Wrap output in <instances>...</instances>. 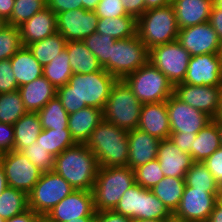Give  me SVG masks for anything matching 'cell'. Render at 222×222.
<instances>
[{
	"instance_id": "ab89813d",
	"label": "cell",
	"mask_w": 222,
	"mask_h": 222,
	"mask_svg": "<svg viewBox=\"0 0 222 222\" xmlns=\"http://www.w3.org/2000/svg\"><path fill=\"white\" fill-rule=\"evenodd\" d=\"M83 42L98 59L100 65L104 67L110 60L111 47L115 44L116 39L112 38L111 36L94 32L86 37Z\"/></svg>"
},
{
	"instance_id": "603a6c76",
	"label": "cell",
	"mask_w": 222,
	"mask_h": 222,
	"mask_svg": "<svg viewBox=\"0 0 222 222\" xmlns=\"http://www.w3.org/2000/svg\"><path fill=\"white\" fill-rule=\"evenodd\" d=\"M179 29L209 21L213 6L212 0H173Z\"/></svg>"
},
{
	"instance_id": "d6a6232c",
	"label": "cell",
	"mask_w": 222,
	"mask_h": 222,
	"mask_svg": "<svg viewBox=\"0 0 222 222\" xmlns=\"http://www.w3.org/2000/svg\"><path fill=\"white\" fill-rule=\"evenodd\" d=\"M69 60L65 48L50 63L43 66V76L57 89L65 86L73 75Z\"/></svg>"
},
{
	"instance_id": "ba28073f",
	"label": "cell",
	"mask_w": 222,
	"mask_h": 222,
	"mask_svg": "<svg viewBox=\"0 0 222 222\" xmlns=\"http://www.w3.org/2000/svg\"><path fill=\"white\" fill-rule=\"evenodd\" d=\"M149 61V50L140 40L138 34L118 39L111 47L110 60L103 67L117 79H124Z\"/></svg>"
},
{
	"instance_id": "f546056e",
	"label": "cell",
	"mask_w": 222,
	"mask_h": 222,
	"mask_svg": "<svg viewBox=\"0 0 222 222\" xmlns=\"http://www.w3.org/2000/svg\"><path fill=\"white\" fill-rule=\"evenodd\" d=\"M96 32L112 38L127 39L137 34V19L132 15L98 18Z\"/></svg>"
},
{
	"instance_id": "ffe728a7",
	"label": "cell",
	"mask_w": 222,
	"mask_h": 222,
	"mask_svg": "<svg viewBox=\"0 0 222 222\" xmlns=\"http://www.w3.org/2000/svg\"><path fill=\"white\" fill-rule=\"evenodd\" d=\"M23 47L57 32V16L47 6L18 26Z\"/></svg>"
},
{
	"instance_id": "7402d4cb",
	"label": "cell",
	"mask_w": 222,
	"mask_h": 222,
	"mask_svg": "<svg viewBox=\"0 0 222 222\" xmlns=\"http://www.w3.org/2000/svg\"><path fill=\"white\" fill-rule=\"evenodd\" d=\"M138 129L160 140L169 139L171 128L167 111V100L143 104Z\"/></svg>"
},
{
	"instance_id": "3957f363",
	"label": "cell",
	"mask_w": 222,
	"mask_h": 222,
	"mask_svg": "<svg viewBox=\"0 0 222 222\" xmlns=\"http://www.w3.org/2000/svg\"><path fill=\"white\" fill-rule=\"evenodd\" d=\"M86 146L96 156L99 167L127 166L128 131L104 119L91 133Z\"/></svg>"
},
{
	"instance_id": "e7e4bbea",
	"label": "cell",
	"mask_w": 222,
	"mask_h": 222,
	"mask_svg": "<svg viewBox=\"0 0 222 222\" xmlns=\"http://www.w3.org/2000/svg\"><path fill=\"white\" fill-rule=\"evenodd\" d=\"M216 123H217V128L219 130V134H220V142H221V146H222V119H213Z\"/></svg>"
},
{
	"instance_id": "c3c4849f",
	"label": "cell",
	"mask_w": 222,
	"mask_h": 222,
	"mask_svg": "<svg viewBox=\"0 0 222 222\" xmlns=\"http://www.w3.org/2000/svg\"><path fill=\"white\" fill-rule=\"evenodd\" d=\"M203 163L207 166L218 185L222 188V146L204 160Z\"/></svg>"
},
{
	"instance_id": "9f6ffc18",
	"label": "cell",
	"mask_w": 222,
	"mask_h": 222,
	"mask_svg": "<svg viewBox=\"0 0 222 222\" xmlns=\"http://www.w3.org/2000/svg\"><path fill=\"white\" fill-rule=\"evenodd\" d=\"M39 216L40 215L29 208L21 214H18L10 219H5V222H36Z\"/></svg>"
},
{
	"instance_id": "1f68e13d",
	"label": "cell",
	"mask_w": 222,
	"mask_h": 222,
	"mask_svg": "<svg viewBox=\"0 0 222 222\" xmlns=\"http://www.w3.org/2000/svg\"><path fill=\"white\" fill-rule=\"evenodd\" d=\"M66 42V39L59 32H56L26 47L30 50L34 58L42 66H45L65 49Z\"/></svg>"
},
{
	"instance_id": "8d00e7d4",
	"label": "cell",
	"mask_w": 222,
	"mask_h": 222,
	"mask_svg": "<svg viewBox=\"0 0 222 222\" xmlns=\"http://www.w3.org/2000/svg\"><path fill=\"white\" fill-rule=\"evenodd\" d=\"M26 113L19 90L0 94V122L14 125Z\"/></svg>"
},
{
	"instance_id": "4316f807",
	"label": "cell",
	"mask_w": 222,
	"mask_h": 222,
	"mask_svg": "<svg viewBox=\"0 0 222 222\" xmlns=\"http://www.w3.org/2000/svg\"><path fill=\"white\" fill-rule=\"evenodd\" d=\"M65 48L67 49L73 73L89 74L103 69L98 59L83 41H67Z\"/></svg>"
},
{
	"instance_id": "836d02e7",
	"label": "cell",
	"mask_w": 222,
	"mask_h": 222,
	"mask_svg": "<svg viewBox=\"0 0 222 222\" xmlns=\"http://www.w3.org/2000/svg\"><path fill=\"white\" fill-rule=\"evenodd\" d=\"M38 144L52 154L58 156L61 152L76 143L72 139L69 129H42L37 138Z\"/></svg>"
},
{
	"instance_id": "9a60e30c",
	"label": "cell",
	"mask_w": 222,
	"mask_h": 222,
	"mask_svg": "<svg viewBox=\"0 0 222 222\" xmlns=\"http://www.w3.org/2000/svg\"><path fill=\"white\" fill-rule=\"evenodd\" d=\"M222 86L188 85L178 83L174 95L183 103L215 119L218 114Z\"/></svg>"
},
{
	"instance_id": "8c879c8a",
	"label": "cell",
	"mask_w": 222,
	"mask_h": 222,
	"mask_svg": "<svg viewBox=\"0 0 222 222\" xmlns=\"http://www.w3.org/2000/svg\"><path fill=\"white\" fill-rule=\"evenodd\" d=\"M213 4H214L217 8L222 9V0H215V1L213 2Z\"/></svg>"
},
{
	"instance_id": "003e7915",
	"label": "cell",
	"mask_w": 222,
	"mask_h": 222,
	"mask_svg": "<svg viewBox=\"0 0 222 222\" xmlns=\"http://www.w3.org/2000/svg\"><path fill=\"white\" fill-rule=\"evenodd\" d=\"M215 119H222V89H221V94H220L218 114Z\"/></svg>"
},
{
	"instance_id": "d590c367",
	"label": "cell",
	"mask_w": 222,
	"mask_h": 222,
	"mask_svg": "<svg viewBox=\"0 0 222 222\" xmlns=\"http://www.w3.org/2000/svg\"><path fill=\"white\" fill-rule=\"evenodd\" d=\"M29 209L28 194L7 186L0 195V217L10 219Z\"/></svg>"
},
{
	"instance_id": "44dd1931",
	"label": "cell",
	"mask_w": 222,
	"mask_h": 222,
	"mask_svg": "<svg viewBox=\"0 0 222 222\" xmlns=\"http://www.w3.org/2000/svg\"><path fill=\"white\" fill-rule=\"evenodd\" d=\"M160 139L141 130L128 131V163L127 166L135 169L149 161L157 159Z\"/></svg>"
},
{
	"instance_id": "5bb4252c",
	"label": "cell",
	"mask_w": 222,
	"mask_h": 222,
	"mask_svg": "<svg viewBox=\"0 0 222 222\" xmlns=\"http://www.w3.org/2000/svg\"><path fill=\"white\" fill-rule=\"evenodd\" d=\"M57 32L66 41H83L96 32L98 16L95 11L81 9L63 11L57 15Z\"/></svg>"
},
{
	"instance_id": "11a10c76",
	"label": "cell",
	"mask_w": 222,
	"mask_h": 222,
	"mask_svg": "<svg viewBox=\"0 0 222 222\" xmlns=\"http://www.w3.org/2000/svg\"><path fill=\"white\" fill-rule=\"evenodd\" d=\"M208 22L217 33L219 39L222 40V9L213 4Z\"/></svg>"
},
{
	"instance_id": "f907efd6",
	"label": "cell",
	"mask_w": 222,
	"mask_h": 222,
	"mask_svg": "<svg viewBox=\"0 0 222 222\" xmlns=\"http://www.w3.org/2000/svg\"><path fill=\"white\" fill-rule=\"evenodd\" d=\"M195 133L187 134L185 132H171L169 139L179 147L183 152L191 155V147L193 146Z\"/></svg>"
},
{
	"instance_id": "f5cc1de1",
	"label": "cell",
	"mask_w": 222,
	"mask_h": 222,
	"mask_svg": "<svg viewBox=\"0 0 222 222\" xmlns=\"http://www.w3.org/2000/svg\"><path fill=\"white\" fill-rule=\"evenodd\" d=\"M95 222H132V219L114 210H103L96 212Z\"/></svg>"
},
{
	"instance_id": "d6986e66",
	"label": "cell",
	"mask_w": 222,
	"mask_h": 222,
	"mask_svg": "<svg viewBox=\"0 0 222 222\" xmlns=\"http://www.w3.org/2000/svg\"><path fill=\"white\" fill-rule=\"evenodd\" d=\"M164 176L185 178L194 161L189 153L183 152L170 139L160 140L157 152Z\"/></svg>"
},
{
	"instance_id": "2644e50d",
	"label": "cell",
	"mask_w": 222,
	"mask_h": 222,
	"mask_svg": "<svg viewBox=\"0 0 222 222\" xmlns=\"http://www.w3.org/2000/svg\"><path fill=\"white\" fill-rule=\"evenodd\" d=\"M165 222H186L182 219L176 218L175 216H171L170 218H168L167 220H165Z\"/></svg>"
},
{
	"instance_id": "484cf974",
	"label": "cell",
	"mask_w": 222,
	"mask_h": 222,
	"mask_svg": "<svg viewBox=\"0 0 222 222\" xmlns=\"http://www.w3.org/2000/svg\"><path fill=\"white\" fill-rule=\"evenodd\" d=\"M10 62L19 87L43 76V66L27 47H21Z\"/></svg>"
},
{
	"instance_id": "83f0119b",
	"label": "cell",
	"mask_w": 222,
	"mask_h": 222,
	"mask_svg": "<svg viewBox=\"0 0 222 222\" xmlns=\"http://www.w3.org/2000/svg\"><path fill=\"white\" fill-rule=\"evenodd\" d=\"M221 147L217 123L212 120L202 128L194 139L191 156L194 162H203Z\"/></svg>"
},
{
	"instance_id": "89a4df30",
	"label": "cell",
	"mask_w": 222,
	"mask_h": 222,
	"mask_svg": "<svg viewBox=\"0 0 222 222\" xmlns=\"http://www.w3.org/2000/svg\"><path fill=\"white\" fill-rule=\"evenodd\" d=\"M36 222H53L46 215H40Z\"/></svg>"
},
{
	"instance_id": "d4e9b609",
	"label": "cell",
	"mask_w": 222,
	"mask_h": 222,
	"mask_svg": "<svg viewBox=\"0 0 222 222\" xmlns=\"http://www.w3.org/2000/svg\"><path fill=\"white\" fill-rule=\"evenodd\" d=\"M18 90L28 112H38L57 94V88L44 76L22 85Z\"/></svg>"
},
{
	"instance_id": "7bdbcfd3",
	"label": "cell",
	"mask_w": 222,
	"mask_h": 222,
	"mask_svg": "<svg viewBox=\"0 0 222 222\" xmlns=\"http://www.w3.org/2000/svg\"><path fill=\"white\" fill-rule=\"evenodd\" d=\"M135 183L143 188L152 189L165 176L157 159L134 169Z\"/></svg>"
},
{
	"instance_id": "db71d44e",
	"label": "cell",
	"mask_w": 222,
	"mask_h": 222,
	"mask_svg": "<svg viewBox=\"0 0 222 222\" xmlns=\"http://www.w3.org/2000/svg\"><path fill=\"white\" fill-rule=\"evenodd\" d=\"M127 14L138 19L145 12V0H121Z\"/></svg>"
},
{
	"instance_id": "7dc6e473",
	"label": "cell",
	"mask_w": 222,
	"mask_h": 222,
	"mask_svg": "<svg viewBox=\"0 0 222 222\" xmlns=\"http://www.w3.org/2000/svg\"><path fill=\"white\" fill-rule=\"evenodd\" d=\"M10 59L0 61V94L18 90Z\"/></svg>"
},
{
	"instance_id": "b9f144b4",
	"label": "cell",
	"mask_w": 222,
	"mask_h": 222,
	"mask_svg": "<svg viewBox=\"0 0 222 222\" xmlns=\"http://www.w3.org/2000/svg\"><path fill=\"white\" fill-rule=\"evenodd\" d=\"M141 185L135 183L121 196L118 204L113 209L126 217L136 219L140 215Z\"/></svg>"
},
{
	"instance_id": "be15d7a7",
	"label": "cell",
	"mask_w": 222,
	"mask_h": 222,
	"mask_svg": "<svg viewBox=\"0 0 222 222\" xmlns=\"http://www.w3.org/2000/svg\"><path fill=\"white\" fill-rule=\"evenodd\" d=\"M69 222H95V217H80Z\"/></svg>"
},
{
	"instance_id": "94428289",
	"label": "cell",
	"mask_w": 222,
	"mask_h": 222,
	"mask_svg": "<svg viewBox=\"0 0 222 222\" xmlns=\"http://www.w3.org/2000/svg\"><path fill=\"white\" fill-rule=\"evenodd\" d=\"M100 0H81L82 8L89 11H94Z\"/></svg>"
},
{
	"instance_id": "ee69618b",
	"label": "cell",
	"mask_w": 222,
	"mask_h": 222,
	"mask_svg": "<svg viewBox=\"0 0 222 222\" xmlns=\"http://www.w3.org/2000/svg\"><path fill=\"white\" fill-rule=\"evenodd\" d=\"M21 47L18 27L8 25L0 32V61L11 59Z\"/></svg>"
},
{
	"instance_id": "f6af8a7d",
	"label": "cell",
	"mask_w": 222,
	"mask_h": 222,
	"mask_svg": "<svg viewBox=\"0 0 222 222\" xmlns=\"http://www.w3.org/2000/svg\"><path fill=\"white\" fill-rule=\"evenodd\" d=\"M42 172L53 170L55 156L50 154L47 149H44L37 140H34L29 147L20 151Z\"/></svg>"
},
{
	"instance_id": "cb8c5ba5",
	"label": "cell",
	"mask_w": 222,
	"mask_h": 222,
	"mask_svg": "<svg viewBox=\"0 0 222 222\" xmlns=\"http://www.w3.org/2000/svg\"><path fill=\"white\" fill-rule=\"evenodd\" d=\"M103 119V110L88 106L69 114L68 129L72 139L77 144H86Z\"/></svg>"
},
{
	"instance_id": "91938a15",
	"label": "cell",
	"mask_w": 222,
	"mask_h": 222,
	"mask_svg": "<svg viewBox=\"0 0 222 222\" xmlns=\"http://www.w3.org/2000/svg\"><path fill=\"white\" fill-rule=\"evenodd\" d=\"M173 0H145V11L172 4Z\"/></svg>"
},
{
	"instance_id": "34e18365",
	"label": "cell",
	"mask_w": 222,
	"mask_h": 222,
	"mask_svg": "<svg viewBox=\"0 0 222 222\" xmlns=\"http://www.w3.org/2000/svg\"><path fill=\"white\" fill-rule=\"evenodd\" d=\"M0 222H5V219L0 217Z\"/></svg>"
},
{
	"instance_id": "ac0fdd59",
	"label": "cell",
	"mask_w": 222,
	"mask_h": 222,
	"mask_svg": "<svg viewBox=\"0 0 222 222\" xmlns=\"http://www.w3.org/2000/svg\"><path fill=\"white\" fill-rule=\"evenodd\" d=\"M46 216L53 222H69L80 217H95L92 192L74 190L55 205Z\"/></svg>"
},
{
	"instance_id": "6125c7cd",
	"label": "cell",
	"mask_w": 222,
	"mask_h": 222,
	"mask_svg": "<svg viewBox=\"0 0 222 222\" xmlns=\"http://www.w3.org/2000/svg\"><path fill=\"white\" fill-rule=\"evenodd\" d=\"M8 186L5 171L3 169V166L0 163V195L3 193L5 188Z\"/></svg>"
},
{
	"instance_id": "8fae6325",
	"label": "cell",
	"mask_w": 222,
	"mask_h": 222,
	"mask_svg": "<svg viewBox=\"0 0 222 222\" xmlns=\"http://www.w3.org/2000/svg\"><path fill=\"white\" fill-rule=\"evenodd\" d=\"M9 187L29 193L40 179L42 172L21 152L11 151L0 155Z\"/></svg>"
},
{
	"instance_id": "52a82bcc",
	"label": "cell",
	"mask_w": 222,
	"mask_h": 222,
	"mask_svg": "<svg viewBox=\"0 0 222 222\" xmlns=\"http://www.w3.org/2000/svg\"><path fill=\"white\" fill-rule=\"evenodd\" d=\"M124 80L142 104L166 101L174 94L173 84L149 61Z\"/></svg>"
},
{
	"instance_id": "e0dca14e",
	"label": "cell",
	"mask_w": 222,
	"mask_h": 222,
	"mask_svg": "<svg viewBox=\"0 0 222 222\" xmlns=\"http://www.w3.org/2000/svg\"><path fill=\"white\" fill-rule=\"evenodd\" d=\"M182 83L188 85L222 86V58L219 54L191 56Z\"/></svg>"
},
{
	"instance_id": "03108f58",
	"label": "cell",
	"mask_w": 222,
	"mask_h": 222,
	"mask_svg": "<svg viewBox=\"0 0 222 222\" xmlns=\"http://www.w3.org/2000/svg\"><path fill=\"white\" fill-rule=\"evenodd\" d=\"M132 222H165L163 219H133Z\"/></svg>"
},
{
	"instance_id": "6f0895ef",
	"label": "cell",
	"mask_w": 222,
	"mask_h": 222,
	"mask_svg": "<svg viewBox=\"0 0 222 222\" xmlns=\"http://www.w3.org/2000/svg\"><path fill=\"white\" fill-rule=\"evenodd\" d=\"M207 222H222V188L217 196V204L214 206Z\"/></svg>"
},
{
	"instance_id": "4dcf8cb0",
	"label": "cell",
	"mask_w": 222,
	"mask_h": 222,
	"mask_svg": "<svg viewBox=\"0 0 222 222\" xmlns=\"http://www.w3.org/2000/svg\"><path fill=\"white\" fill-rule=\"evenodd\" d=\"M185 188L184 178L165 176L151 190L173 214L179 206Z\"/></svg>"
},
{
	"instance_id": "753ad0ef",
	"label": "cell",
	"mask_w": 222,
	"mask_h": 222,
	"mask_svg": "<svg viewBox=\"0 0 222 222\" xmlns=\"http://www.w3.org/2000/svg\"><path fill=\"white\" fill-rule=\"evenodd\" d=\"M219 56L222 58V40L220 41Z\"/></svg>"
},
{
	"instance_id": "680465c9",
	"label": "cell",
	"mask_w": 222,
	"mask_h": 222,
	"mask_svg": "<svg viewBox=\"0 0 222 222\" xmlns=\"http://www.w3.org/2000/svg\"><path fill=\"white\" fill-rule=\"evenodd\" d=\"M15 0H0V16L8 20L11 17Z\"/></svg>"
},
{
	"instance_id": "f35d334b",
	"label": "cell",
	"mask_w": 222,
	"mask_h": 222,
	"mask_svg": "<svg viewBox=\"0 0 222 222\" xmlns=\"http://www.w3.org/2000/svg\"><path fill=\"white\" fill-rule=\"evenodd\" d=\"M173 214L150 189L141 188L140 215L136 219L167 220Z\"/></svg>"
},
{
	"instance_id": "f1b7e54d",
	"label": "cell",
	"mask_w": 222,
	"mask_h": 222,
	"mask_svg": "<svg viewBox=\"0 0 222 222\" xmlns=\"http://www.w3.org/2000/svg\"><path fill=\"white\" fill-rule=\"evenodd\" d=\"M14 127V151L20 152L37 140L42 131L37 112H28L16 121Z\"/></svg>"
},
{
	"instance_id": "277c9868",
	"label": "cell",
	"mask_w": 222,
	"mask_h": 222,
	"mask_svg": "<svg viewBox=\"0 0 222 222\" xmlns=\"http://www.w3.org/2000/svg\"><path fill=\"white\" fill-rule=\"evenodd\" d=\"M134 184V170L128 166L99 167L91 190L95 211L113 210Z\"/></svg>"
},
{
	"instance_id": "60d3db41",
	"label": "cell",
	"mask_w": 222,
	"mask_h": 222,
	"mask_svg": "<svg viewBox=\"0 0 222 222\" xmlns=\"http://www.w3.org/2000/svg\"><path fill=\"white\" fill-rule=\"evenodd\" d=\"M46 7V0H15L8 25L20 26Z\"/></svg>"
},
{
	"instance_id": "a7ac6f4b",
	"label": "cell",
	"mask_w": 222,
	"mask_h": 222,
	"mask_svg": "<svg viewBox=\"0 0 222 222\" xmlns=\"http://www.w3.org/2000/svg\"><path fill=\"white\" fill-rule=\"evenodd\" d=\"M8 26L7 20L0 16V32Z\"/></svg>"
},
{
	"instance_id": "8992f818",
	"label": "cell",
	"mask_w": 222,
	"mask_h": 222,
	"mask_svg": "<svg viewBox=\"0 0 222 222\" xmlns=\"http://www.w3.org/2000/svg\"><path fill=\"white\" fill-rule=\"evenodd\" d=\"M142 103L124 79H117L103 110L104 120L126 131L137 129Z\"/></svg>"
},
{
	"instance_id": "2e32d148",
	"label": "cell",
	"mask_w": 222,
	"mask_h": 222,
	"mask_svg": "<svg viewBox=\"0 0 222 222\" xmlns=\"http://www.w3.org/2000/svg\"><path fill=\"white\" fill-rule=\"evenodd\" d=\"M177 41L191 56H197L218 54L221 40L209 22H205L179 29Z\"/></svg>"
},
{
	"instance_id": "7c38bea8",
	"label": "cell",
	"mask_w": 222,
	"mask_h": 222,
	"mask_svg": "<svg viewBox=\"0 0 222 222\" xmlns=\"http://www.w3.org/2000/svg\"><path fill=\"white\" fill-rule=\"evenodd\" d=\"M218 194L219 192H205L185 185L182 199L173 216L186 222H207L217 204Z\"/></svg>"
},
{
	"instance_id": "9c48e42d",
	"label": "cell",
	"mask_w": 222,
	"mask_h": 222,
	"mask_svg": "<svg viewBox=\"0 0 222 222\" xmlns=\"http://www.w3.org/2000/svg\"><path fill=\"white\" fill-rule=\"evenodd\" d=\"M75 189L53 170L42 173L28 193V206L38 215H46Z\"/></svg>"
},
{
	"instance_id": "30bf717a",
	"label": "cell",
	"mask_w": 222,
	"mask_h": 222,
	"mask_svg": "<svg viewBox=\"0 0 222 222\" xmlns=\"http://www.w3.org/2000/svg\"><path fill=\"white\" fill-rule=\"evenodd\" d=\"M191 55L176 40L149 50V62L175 86L184 81Z\"/></svg>"
},
{
	"instance_id": "5b68a950",
	"label": "cell",
	"mask_w": 222,
	"mask_h": 222,
	"mask_svg": "<svg viewBox=\"0 0 222 222\" xmlns=\"http://www.w3.org/2000/svg\"><path fill=\"white\" fill-rule=\"evenodd\" d=\"M179 28L172 4L146 10L137 19V34L147 49L174 42Z\"/></svg>"
},
{
	"instance_id": "74e56055",
	"label": "cell",
	"mask_w": 222,
	"mask_h": 222,
	"mask_svg": "<svg viewBox=\"0 0 222 222\" xmlns=\"http://www.w3.org/2000/svg\"><path fill=\"white\" fill-rule=\"evenodd\" d=\"M184 180L186 186L205 192H220L221 189L203 162H194L186 172Z\"/></svg>"
},
{
	"instance_id": "e575fe53",
	"label": "cell",
	"mask_w": 222,
	"mask_h": 222,
	"mask_svg": "<svg viewBox=\"0 0 222 222\" xmlns=\"http://www.w3.org/2000/svg\"><path fill=\"white\" fill-rule=\"evenodd\" d=\"M42 129H67L69 114L58 97L52 98L38 112Z\"/></svg>"
},
{
	"instance_id": "816d5d0a",
	"label": "cell",
	"mask_w": 222,
	"mask_h": 222,
	"mask_svg": "<svg viewBox=\"0 0 222 222\" xmlns=\"http://www.w3.org/2000/svg\"><path fill=\"white\" fill-rule=\"evenodd\" d=\"M46 6L56 15L63 11L81 9V0H46Z\"/></svg>"
},
{
	"instance_id": "7a4b0ae2",
	"label": "cell",
	"mask_w": 222,
	"mask_h": 222,
	"mask_svg": "<svg viewBox=\"0 0 222 222\" xmlns=\"http://www.w3.org/2000/svg\"><path fill=\"white\" fill-rule=\"evenodd\" d=\"M99 164L86 144H75L55 157L53 171L62 176L75 190L91 191Z\"/></svg>"
},
{
	"instance_id": "4fadbf2b",
	"label": "cell",
	"mask_w": 222,
	"mask_h": 222,
	"mask_svg": "<svg viewBox=\"0 0 222 222\" xmlns=\"http://www.w3.org/2000/svg\"><path fill=\"white\" fill-rule=\"evenodd\" d=\"M167 111L171 132L197 134L213 120L207 114L183 103L174 94L167 99Z\"/></svg>"
},
{
	"instance_id": "6da1fadb",
	"label": "cell",
	"mask_w": 222,
	"mask_h": 222,
	"mask_svg": "<svg viewBox=\"0 0 222 222\" xmlns=\"http://www.w3.org/2000/svg\"><path fill=\"white\" fill-rule=\"evenodd\" d=\"M116 80L104 69L89 74L73 73L69 82L57 89L56 96L68 114L87 106L104 110Z\"/></svg>"
},
{
	"instance_id": "bcb514c9",
	"label": "cell",
	"mask_w": 222,
	"mask_h": 222,
	"mask_svg": "<svg viewBox=\"0 0 222 222\" xmlns=\"http://www.w3.org/2000/svg\"><path fill=\"white\" fill-rule=\"evenodd\" d=\"M94 11L98 18H116L128 15L121 0H100Z\"/></svg>"
},
{
	"instance_id": "681fc988",
	"label": "cell",
	"mask_w": 222,
	"mask_h": 222,
	"mask_svg": "<svg viewBox=\"0 0 222 222\" xmlns=\"http://www.w3.org/2000/svg\"><path fill=\"white\" fill-rule=\"evenodd\" d=\"M14 151V127L0 122V155Z\"/></svg>"
}]
</instances>
